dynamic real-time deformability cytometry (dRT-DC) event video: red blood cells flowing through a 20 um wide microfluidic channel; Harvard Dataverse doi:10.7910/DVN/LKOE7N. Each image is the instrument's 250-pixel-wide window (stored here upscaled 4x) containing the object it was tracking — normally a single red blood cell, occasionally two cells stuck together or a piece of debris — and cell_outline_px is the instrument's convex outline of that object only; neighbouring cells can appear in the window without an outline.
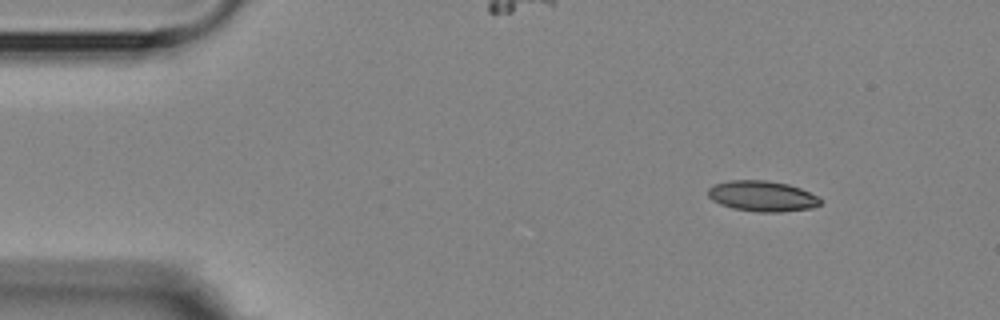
{"species": "Egyptian fruit bat (a non-hibernating species)", "species_latin": "Rousettus aegyptiacus", "temperature_condition": "room temperature", "stored_images_in_passage": 3, "camera_frame_rate_fps": 3000, "um_per_image_px": 0.085, "animal": {"sex": "female"}, "frame": {"image": 1, "passage_image": 1, "time_ms": 0.0, "image_size_px": [1000, 320], "cell_outline_px": [[820, 204], [812, 208], [780, 212], [760, 212], [732, 208], [720, 204], [712, 200], [708, 196], [708, 188], [712, 184], [728, 180], [764, 180], [788, 184], [800, 188], [816, 196], [820, 200]], "centroid_in_image_um": [64.74, 16.66], "position_along_channel_um": 20.3, "area_um2": 20.0}}
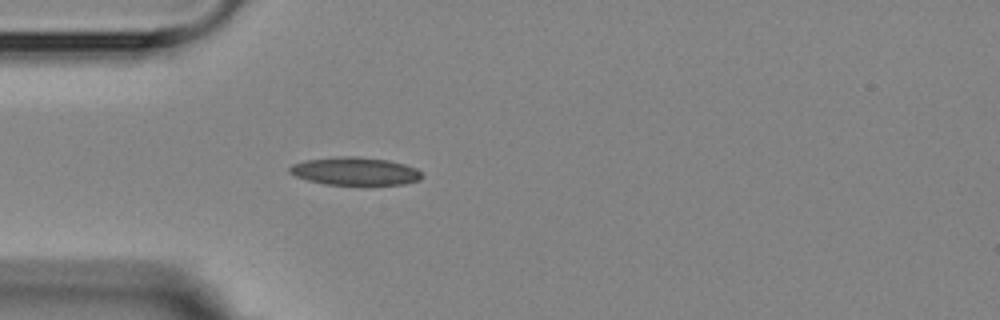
{"frame": {"image": 2, "passage_image": 3, "time_ms": 3.0, "image_size_px": [1000, 320], "cell_outline_px": [[424, 176], [420, 180], [404, 184], [324, 184], [308, 180], [296, 176], [288, 172], [288, 168], [292, 164], [304, 160], [340, 156], [356, 156], [388, 160], [404, 164], [416, 168]], "centroid_in_image_um": [30.16, 14.54], "position_along_channel_um": 54.8, "area_um2": 21.5}}